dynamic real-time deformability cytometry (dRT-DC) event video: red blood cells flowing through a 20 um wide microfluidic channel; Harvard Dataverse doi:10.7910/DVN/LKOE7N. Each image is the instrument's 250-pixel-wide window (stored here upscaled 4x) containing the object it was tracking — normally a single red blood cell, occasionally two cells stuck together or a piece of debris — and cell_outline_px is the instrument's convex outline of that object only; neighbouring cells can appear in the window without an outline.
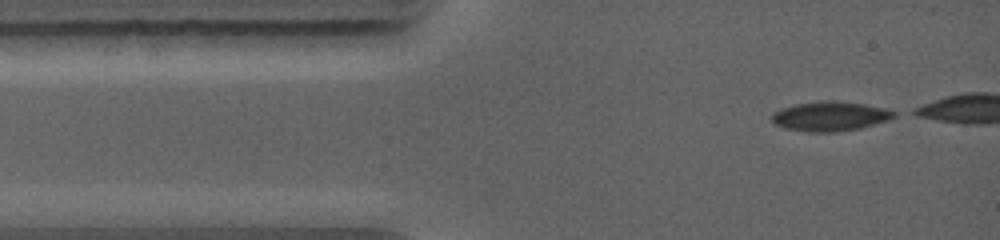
{"species": "common noctule bat (a hibernating species)", "species_latin": "Nyctalus noctula", "temperature_condition": "warm", "stored_images_in_passage": 4, "camera_frame_rate_fps": 5000, "um_per_image_px": 0.085, "animal": {"sex": "female", "body_mass_g": 19.0, "forearm_length_mm": 56.7}, "frame": {"image": 1, "passage_image": 1, "time_ms": 0.0, "image_size_px": [1000, 240], "cell_outline_px": [[896, 116], [888, 120], [860, 128], [836, 132], [804, 132], [784, 128], [772, 124], [772, 112], [780, 108], [796, 104], [864, 104], [884, 108], [896, 112]], "centroid_in_image_um": [70.51, 9.95], "position_along_channel_um": 14.5, "area_um2": 20.11}}